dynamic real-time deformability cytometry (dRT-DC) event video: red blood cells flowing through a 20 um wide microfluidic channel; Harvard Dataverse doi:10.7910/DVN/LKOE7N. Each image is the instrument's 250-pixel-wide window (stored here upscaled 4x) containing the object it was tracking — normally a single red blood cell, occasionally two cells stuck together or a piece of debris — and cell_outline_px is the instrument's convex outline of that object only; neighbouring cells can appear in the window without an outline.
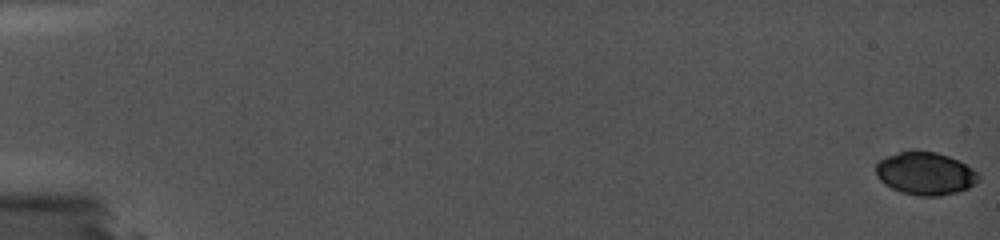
{"species": "common noctule bat (a hibernating species)", "species_latin": "Nyctalus noctula", "temperature_condition": "cold", "stored_images_in_passage": 12, "camera_frame_rate_fps": 5000, "um_per_image_px": 0.085, "animal": {"sex": "female", "body_mass_g": 19.0, "forearm_length_mm": 56.7}, "frame": {"image": 1, "passage_image": 1, "time_ms": 0.0, "image_size_px": [1000, 240], "cell_outline_px": [[980, 180], [968, 188], [956, 192], [940, 196], [920, 196], [900, 192], [884, 184], [876, 176], [876, 164], [880, 160], [888, 156], [900, 152], [936, 152], [948, 156], [972, 168], [980, 176]], "centroid_in_image_um": [78.65, 14.77], "position_along_channel_um": 6.4, "area_um2": 25.26}}
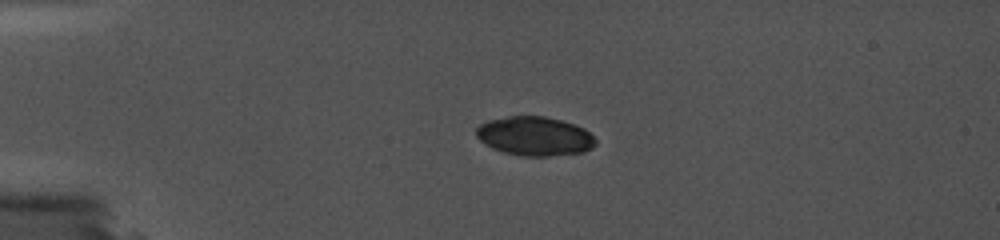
{"frame": {"image": 2, "passage_image": 9, "time_ms": 4.8, "image_size_px": [1000, 240], "cell_outline_px": [[596, 144], [592, 148], [584, 152], [548, 156], [520, 156], [504, 152], [492, 148], [484, 144], [476, 136], [476, 128], [480, 124], [488, 120], [508, 116], [544, 116], [560, 120], [584, 128], [596, 140]], "centroid_in_image_um": [45.43, 11.58], "position_along_channel_um": 39.6, "area_um2": 27.17}}